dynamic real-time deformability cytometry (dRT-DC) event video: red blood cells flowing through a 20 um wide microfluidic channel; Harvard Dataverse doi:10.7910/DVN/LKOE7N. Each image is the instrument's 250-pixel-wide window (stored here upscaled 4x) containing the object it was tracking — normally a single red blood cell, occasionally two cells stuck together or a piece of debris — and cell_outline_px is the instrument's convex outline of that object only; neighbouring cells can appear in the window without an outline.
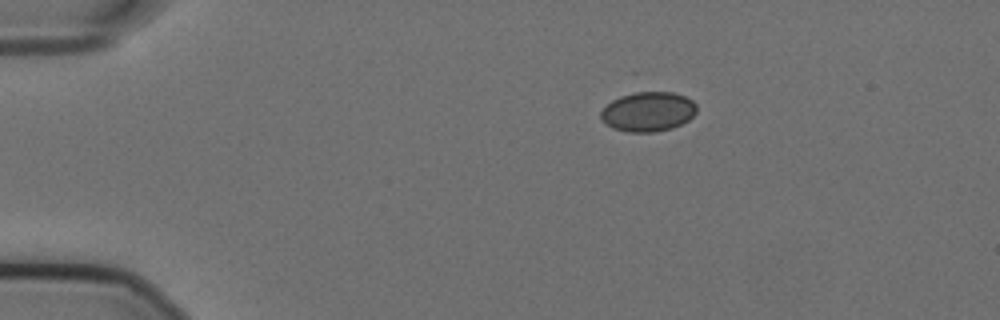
{"species": "Egyptian fruit bat (a non-hibernating species)", "species_latin": "Rousettus aegyptiacus", "temperature_condition": "cold", "stored_images_in_passage": 47, "camera_frame_rate_fps": 3000, "um_per_image_px": 0.085, "animal": {"sex": "female"}, "frame": {"image": 1, "passage_image": 1, "time_ms": 0.0, "image_size_px": [1000, 320], "cell_outline_px": [[696, 112], [688, 120], [672, 128], [656, 132], [628, 132], [612, 128], [604, 124], [600, 120], [600, 112], [612, 100], [620, 96], [636, 92], [672, 92], [684, 96], [692, 100], [696, 104]], "centroid_in_image_um": [55.06, 9.5], "position_along_channel_um": 29.9, "area_um2": 22.2}}
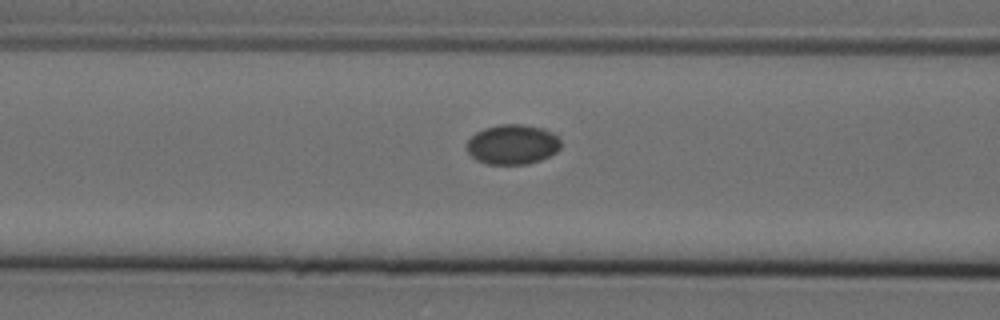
{"frame": {"image": 2, "passage_image": 14, "time_ms": 4.333, "image_size_px": [1000, 320], "cell_outline_px": [[560, 148], [556, 152], [540, 160], [528, 164], [488, 164], [476, 160], [468, 152], [468, 140], [476, 132], [484, 128], [500, 124], [524, 124], [544, 128], [552, 132], [560, 140]], "centroid_in_image_um": [43.57, 12.27], "position_along_channel_um": 123.0, "area_um2": 21.85}}
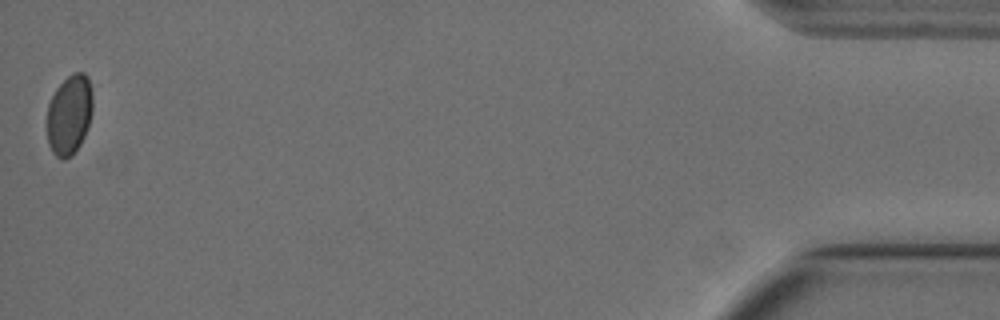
{"frame": {"image": 3, "passage_image": 47, "time_ms": 15.333, "image_size_px": [1000, 320], "cell_outline_px": [[92, 112], [84, 136], [80, 144], [72, 156], [64, 160], [60, 160], [52, 152], [48, 144], [48, 104], [56, 88], [72, 72], [84, 72], [88, 76], [92, 92]], "centroid_in_image_um": [5.9, 9.75], "position_along_channel_um": 429.3, "area_um2": 21.33}}